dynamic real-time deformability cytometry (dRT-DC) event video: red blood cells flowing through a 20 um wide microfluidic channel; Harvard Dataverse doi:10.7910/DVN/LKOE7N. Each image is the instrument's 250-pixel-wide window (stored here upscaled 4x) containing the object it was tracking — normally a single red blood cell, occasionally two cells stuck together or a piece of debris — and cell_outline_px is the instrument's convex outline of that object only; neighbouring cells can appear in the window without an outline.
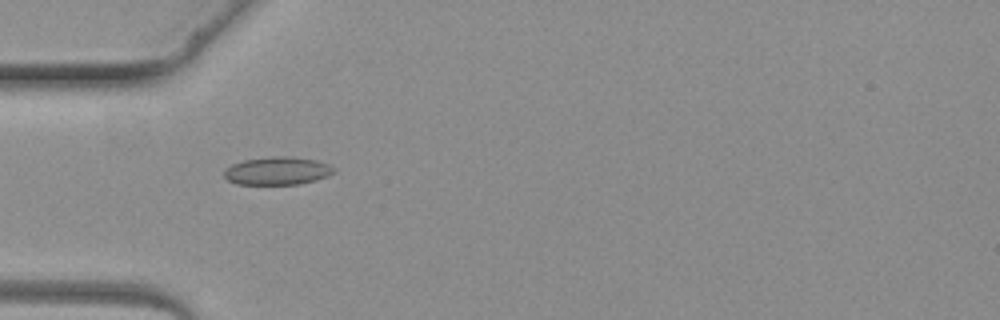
{"species": "common noctule bat (a hibernating species)", "species_latin": "Nyctalus noctula", "temperature_condition": "warm", "stored_images_in_passage": 2, "camera_frame_rate_fps": 3000, "um_per_image_px": 0.085, "animal": {"sex": "female", "body_mass_g": 19.3, "forearm_length_mm": 54.1}, "frame": {"image": 1, "passage_image": 1, "time_ms": 0.0, "image_size_px": [1000, 320], "cell_outline_px": [[336, 172], [328, 176], [316, 180], [300, 184], [236, 184], [228, 180], [224, 176], [224, 172], [232, 164], [244, 160], [272, 156], [288, 156], [316, 160], [328, 164], [336, 168]], "centroid_in_image_um": [23.62, 14.52], "position_along_channel_um": 61.4, "area_um2": 17.92}}
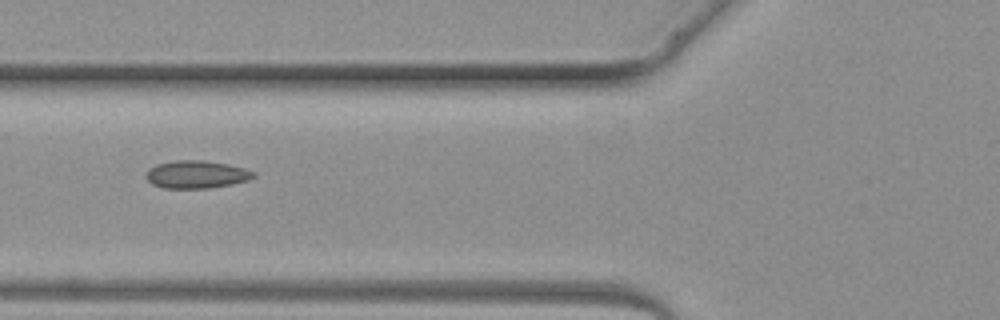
{"frame": {"image": 2, "passage_image": 2, "time_ms": 1.0, "image_size_px": [1000, 320], "cell_outline_px": [[256, 176], [248, 180], [232, 184], [212, 188], [164, 188], [152, 184], [144, 176], [148, 168], [156, 164], [176, 160], [204, 160], [228, 164], [244, 168], [256, 172]], "centroid_in_image_um": [16.69, 14.82], "position_along_channel_um": 109.1, "area_um2": 17.57}}